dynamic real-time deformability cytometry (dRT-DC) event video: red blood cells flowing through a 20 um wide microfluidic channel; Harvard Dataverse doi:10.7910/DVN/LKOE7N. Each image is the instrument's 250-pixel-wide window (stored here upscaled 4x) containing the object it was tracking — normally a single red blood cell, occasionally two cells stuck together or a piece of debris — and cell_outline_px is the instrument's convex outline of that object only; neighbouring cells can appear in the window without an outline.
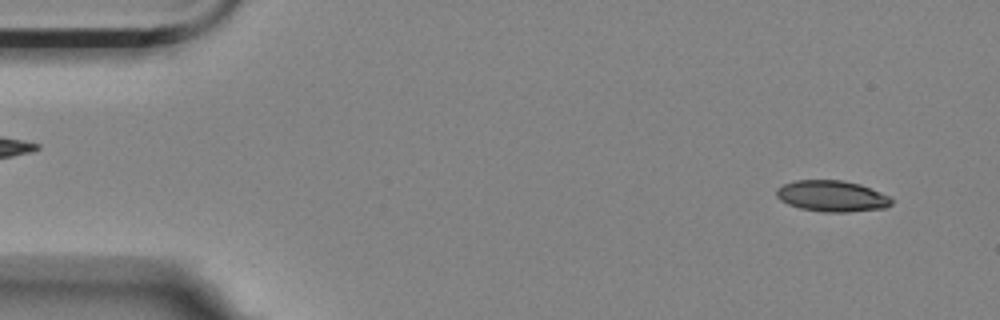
{"species": "Egyptian fruit bat (a non-hibernating species)", "species_latin": "Rousettus aegyptiacus", "temperature_condition": "room temperature", "stored_images_in_passage": 53, "camera_frame_rate_fps": 3000, "um_per_image_px": 0.085, "animal": {"sex": "female"}, "frame": {"image": 1, "passage_image": 1, "time_ms": 0.0, "image_size_px": [1000, 320], "cell_outline_px": [[892, 204], [884, 208], [848, 212], [824, 212], [800, 208], [788, 204], [780, 200], [776, 196], [776, 188], [784, 184], [796, 180], [844, 180], [860, 184], [880, 192], [888, 196], [892, 200]], "centroid_in_image_um": [70.69, 16.66], "position_along_channel_um": 14.3, "area_um2": 20.87}}
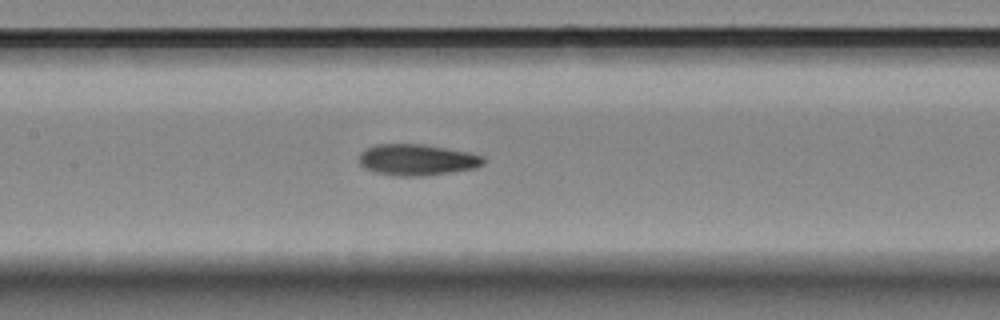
{"frame": {"image": 2, "passage_image": 23, "time_ms": 7.333, "image_size_px": [1000, 320], "cell_outline_px": [[484, 164], [476, 168], [420, 176], [400, 176], [376, 172], [364, 168], [360, 164], [360, 152], [376, 144], [424, 144], [468, 152], [484, 156]], "centroid_in_image_um": [35.45, 13.57], "position_along_channel_um": 171.9, "area_um2": 22.43}}
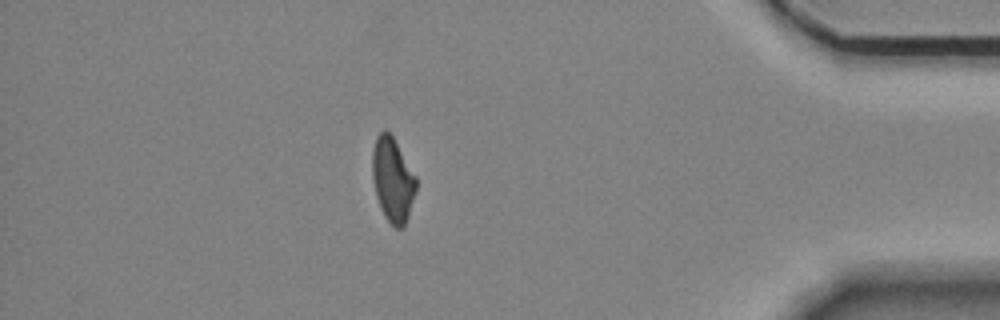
{"frame": {"image": 3, "passage_image": 46, "time_ms": 15.0, "image_size_px": [1000, 320], "cell_outline_px": [[416, 192], [408, 216], [404, 224], [400, 228], [396, 228], [384, 216], [380, 208], [376, 196], [372, 176], [372, 148], [376, 136], [384, 128], [392, 136], [416, 176]], "centroid_in_image_um": [33.36, 15.26], "position_along_channel_um": 401.8, "area_um2": 21.44}, "authors_computed_cell_mechanics": {"area_um2": 21.964, "velocity_mm_per_s": 3.5311, "shape_relaxation_time_tau1_ms": 7.0811, "shape_relaxation_time_tau2_ms": 3.376, "deformation_change_tau1": 0.1695, "deformation_change_tau2": 0.0931}}